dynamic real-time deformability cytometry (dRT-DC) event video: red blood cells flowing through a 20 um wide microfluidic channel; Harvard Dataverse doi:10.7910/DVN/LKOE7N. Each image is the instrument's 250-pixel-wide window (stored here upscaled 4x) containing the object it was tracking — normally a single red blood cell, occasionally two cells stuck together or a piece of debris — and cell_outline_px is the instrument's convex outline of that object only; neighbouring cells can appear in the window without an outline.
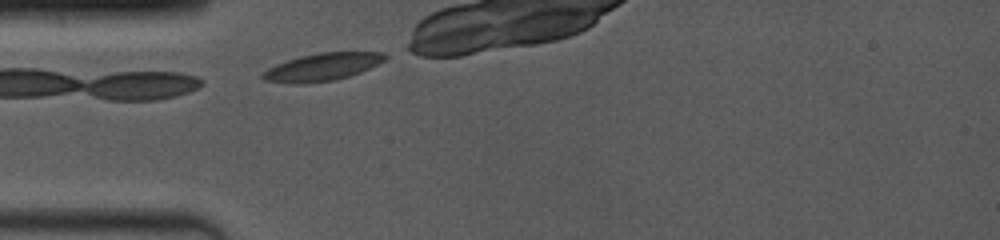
{"species": "common noctule bat (a hibernating species)", "species_latin": "Nyctalus noctula", "temperature_condition": "room temperature", "stored_images_in_passage": 19, "camera_frame_rate_fps": 4000, "um_per_image_px": 0.085, "animal": {"sex": "female", "body_mass_g": 19.0, "forearm_length_mm": 53.3}, "frame": {"image": 1, "passage_image": 1, "time_ms": 0.0, "image_size_px": [1000, 240], "cell_outline_px": [[388, 56], [384, 60], [360, 72], [348, 76], [332, 80], [304, 84], [292, 84], [264, 80], [260, 76], [268, 68], [276, 64], [300, 56], [320, 52], [384, 52]], "centroid_in_image_um": [27.36, 5.69], "position_along_channel_um": 57.6, "area_um2": 19.48}}